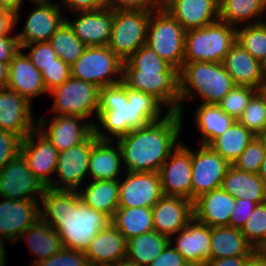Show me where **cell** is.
<instances>
[{"label":"cell","mask_w":266,"mask_h":266,"mask_svg":"<svg viewBox=\"0 0 266 266\" xmlns=\"http://www.w3.org/2000/svg\"><path fill=\"white\" fill-rule=\"evenodd\" d=\"M62 6H65L68 11L73 13L81 11L98 10L106 7L105 0H61Z\"/></svg>","instance_id":"cell-52"},{"label":"cell","mask_w":266,"mask_h":266,"mask_svg":"<svg viewBox=\"0 0 266 266\" xmlns=\"http://www.w3.org/2000/svg\"><path fill=\"white\" fill-rule=\"evenodd\" d=\"M0 202V248H6L4 239L17 244L20 235L40 219L39 200H11Z\"/></svg>","instance_id":"cell-16"},{"label":"cell","mask_w":266,"mask_h":266,"mask_svg":"<svg viewBox=\"0 0 266 266\" xmlns=\"http://www.w3.org/2000/svg\"><path fill=\"white\" fill-rule=\"evenodd\" d=\"M7 88L24 96L32 103L34 97L47 93L41 72L32 64L22 49L8 64Z\"/></svg>","instance_id":"cell-27"},{"label":"cell","mask_w":266,"mask_h":266,"mask_svg":"<svg viewBox=\"0 0 266 266\" xmlns=\"http://www.w3.org/2000/svg\"><path fill=\"white\" fill-rule=\"evenodd\" d=\"M261 91H262V93L266 96V81H265L264 84L262 85Z\"/></svg>","instance_id":"cell-66"},{"label":"cell","mask_w":266,"mask_h":266,"mask_svg":"<svg viewBox=\"0 0 266 266\" xmlns=\"http://www.w3.org/2000/svg\"><path fill=\"white\" fill-rule=\"evenodd\" d=\"M49 94L54 96L55 101L48 113L78 116L87 121L95 113L96 119L98 117L99 88L90 82L70 76Z\"/></svg>","instance_id":"cell-10"},{"label":"cell","mask_w":266,"mask_h":266,"mask_svg":"<svg viewBox=\"0 0 266 266\" xmlns=\"http://www.w3.org/2000/svg\"><path fill=\"white\" fill-rule=\"evenodd\" d=\"M78 194L85 204L112 219L118 208L119 180L91 181Z\"/></svg>","instance_id":"cell-33"},{"label":"cell","mask_w":266,"mask_h":266,"mask_svg":"<svg viewBox=\"0 0 266 266\" xmlns=\"http://www.w3.org/2000/svg\"><path fill=\"white\" fill-rule=\"evenodd\" d=\"M40 205V218L57 231L63 248L85 252L111 224L108 215L85 204L76 190L46 187Z\"/></svg>","instance_id":"cell-1"},{"label":"cell","mask_w":266,"mask_h":266,"mask_svg":"<svg viewBox=\"0 0 266 266\" xmlns=\"http://www.w3.org/2000/svg\"><path fill=\"white\" fill-rule=\"evenodd\" d=\"M257 91L256 88L250 86L235 85L217 105L224 113L237 120Z\"/></svg>","instance_id":"cell-43"},{"label":"cell","mask_w":266,"mask_h":266,"mask_svg":"<svg viewBox=\"0 0 266 266\" xmlns=\"http://www.w3.org/2000/svg\"><path fill=\"white\" fill-rule=\"evenodd\" d=\"M77 19L66 18L75 35L87 46H108L114 11L102 8L91 11L76 12ZM79 16V17H78Z\"/></svg>","instance_id":"cell-22"},{"label":"cell","mask_w":266,"mask_h":266,"mask_svg":"<svg viewBox=\"0 0 266 266\" xmlns=\"http://www.w3.org/2000/svg\"><path fill=\"white\" fill-rule=\"evenodd\" d=\"M183 115L169 112L163 119L131 130L116 142L127 172H156L179 145Z\"/></svg>","instance_id":"cell-3"},{"label":"cell","mask_w":266,"mask_h":266,"mask_svg":"<svg viewBox=\"0 0 266 266\" xmlns=\"http://www.w3.org/2000/svg\"><path fill=\"white\" fill-rule=\"evenodd\" d=\"M152 213L154 230L171 238L194 218L193 201L163 195L152 207Z\"/></svg>","instance_id":"cell-21"},{"label":"cell","mask_w":266,"mask_h":266,"mask_svg":"<svg viewBox=\"0 0 266 266\" xmlns=\"http://www.w3.org/2000/svg\"><path fill=\"white\" fill-rule=\"evenodd\" d=\"M151 10H116L108 47L122 60H128L146 44Z\"/></svg>","instance_id":"cell-9"},{"label":"cell","mask_w":266,"mask_h":266,"mask_svg":"<svg viewBox=\"0 0 266 266\" xmlns=\"http://www.w3.org/2000/svg\"><path fill=\"white\" fill-rule=\"evenodd\" d=\"M31 2L35 4H44V3H48V2H51L52 0H29ZM22 3H23V0H22Z\"/></svg>","instance_id":"cell-64"},{"label":"cell","mask_w":266,"mask_h":266,"mask_svg":"<svg viewBox=\"0 0 266 266\" xmlns=\"http://www.w3.org/2000/svg\"><path fill=\"white\" fill-rule=\"evenodd\" d=\"M21 49L30 50L26 55L39 71L54 63V60L58 58L49 42H35L29 45H24Z\"/></svg>","instance_id":"cell-46"},{"label":"cell","mask_w":266,"mask_h":266,"mask_svg":"<svg viewBox=\"0 0 266 266\" xmlns=\"http://www.w3.org/2000/svg\"><path fill=\"white\" fill-rule=\"evenodd\" d=\"M20 49L16 34L0 36V63L9 64Z\"/></svg>","instance_id":"cell-51"},{"label":"cell","mask_w":266,"mask_h":266,"mask_svg":"<svg viewBox=\"0 0 266 266\" xmlns=\"http://www.w3.org/2000/svg\"><path fill=\"white\" fill-rule=\"evenodd\" d=\"M259 251L262 253V254H264V255H266V242L263 244V246L259 249Z\"/></svg>","instance_id":"cell-65"},{"label":"cell","mask_w":266,"mask_h":266,"mask_svg":"<svg viewBox=\"0 0 266 266\" xmlns=\"http://www.w3.org/2000/svg\"><path fill=\"white\" fill-rule=\"evenodd\" d=\"M113 142L115 145L112 144ZM122 162V151L115 140H98L90 153L88 176L90 175L93 179L91 181L119 180Z\"/></svg>","instance_id":"cell-29"},{"label":"cell","mask_w":266,"mask_h":266,"mask_svg":"<svg viewBox=\"0 0 266 266\" xmlns=\"http://www.w3.org/2000/svg\"><path fill=\"white\" fill-rule=\"evenodd\" d=\"M236 29L237 27L218 19L208 26L186 31L183 63H222L236 42Z\"/></svg>","instance_id":"cell-6"},{"label":"cell","mask_w":266,"mask_h":266,"mask_svg":"<svg viewBox=\"0 0 266 266\" xmlns=\"http://www.w3.org/2000/svg\"><path fill=\"white\" fill-rule=\"evenodd\" d=\"M189 264L169 243L161 254L148 266H188Z\"/></svg>","instance_id":"cell-50"},{"label":"cell","mask_w":266,"mask_h":266,"mask_svg":"<svg viewBox=\"0 0 266 266\" xmlns=\"http://www.w3.org/2000/svg\"><path fill=\"white\" fill-rule=\"evenodd\" d=\"M158 173L164 196H180L191 200V149L186 144L179 143Z\"/></svg>","instance_id":"cell-17"},{"label":"cell","mask_w":266,"mask_h":266,"mask_svg":"<svg viewBox=\"0 0 266 266\" xmlns=\"http://www.w3.org/2000/svg\"><path fill=\"white\" fill-rule=\"evenodd\" d=\"M7 248H0V266H5L6 264V255H7Z\"/></svg>","instance_id":"cell-61"},{"label":"cell","mask_w":266,"mask_h":266,"mask_svg":"<svg viewBox=\"0 0 266 266\" xmlns=\"http://www.w3.org/2000/svg\"><path fill=\"white\" fill-rule=\"evenodd\" d=\"M254 251L240 229L211 227L210 259L250 256Z\"/></svg>","instance_id":"cell-31"},{"label":"cell","mask_w":266,"mask_h":266,"mask_svg":"<svg viewBox=\"0 0 266 266\" xmlns=\"http://www.w3.org/2000/svg\"><path fill=\"white\" fill-rule=\"evenodd\" d=\"M16 26L15 14L3 7H0V36L10 35Z\"/></svg>","instance_id":"cell-54"},{"label":"cell","mask_w":266,"mask_h":266,"mask_svg":"<svg viewBox=\"0 0 266 266\" xmlns=\"http://www.w3.org/2000/svg\"><path fill=\"white\" fill-rule=\"evenodd\" d=\"M178 77L180 95L178 112L181 115H184L183 103L187 100L193 101L196 94L201 97L202 104H217L235 86L222 63L206 61L183 63L178 71Z\"/></svg>","instance_id":"cell-5"},{"label":"cell","mask_w":266,"mask_h":266,"mask_svg":"<svg viewBox=\"0 0 266 266\" xmlns=\"http://www.w3.org/2000/svg\"><path fill=\"white\" fill-rule=\"evenodd\" d=\"M109 266H139L134 261L129 260L127 257L120 259L118 262Z\"/></svg>","instance_id":"cell-59"},{"label":"cell","mask_w":266,"mask_h":266,"mask_svg":"<svg viewBox=\"0 0 266 266\" xmlns=\"http://www.w3.org/2000/svg\"><path fill=\"white\" fill-rule=\"evenodd\" d=\"M61 4L48 2L35 4L28 13L24 29L16 34L20 48L35 42H49L51 36L66 20Z\"/></svg>","instance_id":"cell-19"},{"label":"cell","mask_w":266,"mask_h":266,"mask_svg":"<svg viewBox=\"0 0 266 266\" xmlns=\"http://www.w3.org/2000/svg\"><path fill=\"white\" fill-rule=\"evenodd\" d=\"M249 256H236L218 259H209L201 266H243Z\"/></svg>","instance_id":"cell-55"},{"label":"cell","mask_w":266,"mask_h":266,"mask_svg":"<svg viewBox=\"0 0 266 266\" xmlns=\"http://www.w3.org/2000/svg\"><path fill=\"white\" fill-rule=\"evenodd\" d=\"M98 140L99 138L93 132L85 141L59 152L54 176L57 175V179L60 180H53L48 187L78 191L88 175L90 153ZM59 182L63 184L60 185Z\"/></svg>","instance_id":"cell-11"},{"label":"cell","mask_w":266,"mask_h":266,"mask_svg":"<svg viewBox=\"0 0 266 266\" xmlns=\"http://www.w3.org/2000/svg\"><path fill=\"white\" fill-rule=\"evenodd\" d=\"M70 70L72 77L102 88L122 82L123 61L108 46H87Z\"/></svg>","instance_id":"cell-8"},{"label":"cell","mask_w":266,"mask_h":266,"mask_svg":"<svg viewBox=\"0 0 266 266\" xmlns=\"http://www.w3.org/2000/svg\"><path fill=\"white\" fill-rule=\"evenodd\" d=\"M192 186L191 200L220 188L226 171L231 166L209 145L200 144L199 149H191Z\"/></svg>","instance_id":"cell-12"},{"label":"cell","mask_w":266,"mask_h":266,"mask_svg":"<svg viewBox=\"0 0 266 266\" xmlns=\"http://www.w3.org/2000/svg\"><path fill=\"white\" fill-rule=\"evenodd\" d=\"M188 31L219 19V0H172L164 7Z\"/></svg>","instance_id":"cell-26"},{"label":"cell","mask_w":266,"mask_h":266,"mask_svg":"<svg viewBox=\"0 0 266 266\" xmlns=\"http://www.w3.org/2000/svg\"><path fill=\"white\" fill-rule=\"evenodd\" d=\"M22 139L0 129V171L12 159L20 155Z\"/></svg>","instance_id":"cell-48"},{"label":"cell","mask_w":266,"mask_h":266,"mask_svg":"<svg viewBox=\"0 0 266 266\" xmlns=\"http://www.w3.org/2000/svg\"><path fill=\"white\" fill-rule=\"evenodd\" d=\"M0 7H3L15 14V24L19 21L20 8L22 7V0H0Z\"/></svg>","instance_id":"cell-56"},{"label":"cell","mask_w":266,"mask_h":266,"mask_svg":"<svg viewBox=\"0 0 266 266\" xmlns=\"http://www.w3.org/2000/svg\"><path fill=\"white\" fill-rule=\"evenodd\" d=\"M237 121L256 136H266V96L258 90Z\"/></svg>","instance_id":"cell-41"},{"label":"cell","mask_w":266,"mask_h":266,"mask_svg":"<svg viewBox=\"0 0 266 266\" xmlns=\"http://www.w3.org/2000/svg\"><path fill=\"white\" fill-rule=\"evenodd\" d=\"M35 266H89L85 252L62 248Z\"/></svg>","instance_id":"cell-47"},{"label":"cell","mask_w":266,"mask_h":266,"mask_svg":"<svg viewBox=\"0 0 266 266\" xmlns=\"http://www.w3.org/2000/svg\"><path fill=\"white\" fill-rule=\"evenodd\" d=\"M254 137L256 135L236 120L227 131L216 137L209 146L230 165H233Z\"/></svg>","instance_id":"cell-37"},{"label":"cell","mask_w":266,"mask_h":266,"mask_svg":"<svg viewBox=\"0 0 266 266\" xmlns=\"http://www.w3.org/2000/svg\"><path fill=\"white\" fill-rule=\"evenodd\" d=\"M83 120L86 121L78 116L54 114L48 123L47 118L41 116L37 119V129L62 152L85 141L94 132L95 123Z\"/></svg>","instance_id":"cell-14"},{"label":"cell","mask_w":266,"mask_h":266,"mask_svg":"<svg viewBox=\"0 0 266 266\" xmlns=\"http://www.w3.org/2000/svg\"><path fill=\"white\" fill-rule=\"evenodd\" d=\"M241 232L255 250H259L263 246L266 242V202L257 204Z\"/></svg>","instance_id":"cell-42"},{"label":"cell","mask_w":266,"mask_h":266,"mask_svg":"<svg viewBox=\"0 0 266 266\" xmlns=\"http://www.w3.org/2000/svg\"><path fill=\"white\" fill-rule=\"evenodd\" d=\"M265 12L266 0H219V19L235 27L263 22Z\"/></svg>","instance_id":"cell-34"},{"label":"cell","mask_w":266,"mask_h":266,"mask_svg":"<svg viewBox=\"0 0 266 266\" xmlns=\"http://www.w3.org/2000/svg\"><path fill=\"white\" fill-rule=\"evenodd\" d=\"M89 266H109L127 256V239L111 223L100 231L85 251Z\"/></svg>","instance_id":"cell-28"},{"label":"cell","mask_w":266,"mask_h":266,"mask_svg":"<svg viewBox=\"0 0 266 266\" xmlns=\"http://www.w3.org/2000/svg\"><path fill=\"white\" fill-rule=\"evenodd\" d=\"M45 188L28 168L27 162L21 154L12 159L0 171V198L38 200L39 197L41 199Z\"/></svg>","instance_id":"cell-13"},{"label":"cell","mask_w":266,"mask_h":266,"mask_svg":"<svg viewBox=\"0 0 266 266\" xmlns=\"http://www.w3.org/2000/svg\"><path fill=\"white\" fill-rule=\"evenodd\" d=\"M40 72L48 93L71 76L70 65L65 63L60 57L56 58L54 63L44 67Z\"/></svg>","instance_id":"cell-45"},{"label":"cell","mask_w":266,"mask_h":266,"mask_svg":"<svg viewBox=\"0 0 266 266\" xmlns=\"http://www.w3.org/2000/svg\"><path fill=\"white\" fill-rule=\"evenodd\" d=\"M162 105L154 96L129 89L123 82L99 88L97 120L110 136L97 123L94 134L99 140L116 141L133 129L163 119L169 111L163 116Z\"/></svg>","instance_id":"cell-2"},{"label":"cell","mask_w":266,"mask_h":266,"mask_svg":"<svg viewBox=\"0 0 266 266\" xmlns=\"http://www.w3.org/2000/svg\"><path fill=\"white\" fill-rule=\"evenodd\" d=\"M264 153V136H256L233 163V166L241 171L258 174Z\"/></svg>","instance_id":"cell-44"},{"label":"cell","mask_w":266,"mask_h":266,"mask_svg":"<svg viewBox=\"0 0 266 266\" xmlns=\"http://www.w3.org/2000/svg\"><path fill=\"white\" fill-rule=\"evenodd\" d=\"M31 108L32 103L14 90H0V129L23 140L37 128Z\"/></svg>","instance_id":"cell-20"},{"label":"cell","mask_w":266,"mask_h":266,"mask_svg":"<svg viewBox=\"0 0 266 266\" xmlns=\"http://www.w3.org/2000/svg\"><path fill=\"white\" fill-rule=\"evenodd\" d=\"M195 114V124L202 134L201 144L209 145L222 135L236 121L224 113L217 104H199Z\"/></svg>","instance_id":"cell-35"},{"label":"cell","mask_w":266,"mask_h":266,"mask_svg":"<svg viewBox=\"0 0 266 266\" xmlns=\"http://www.w3.org/2000/svg\"><path fill=\"white\" fill-rule=\"evenodd\" d=\"M152 208H117L111 223L129 240L154 230Z\"/></svg>","instance_id":"cell-38"},{"label":"cell","mask_w":266,"mask_h":266,"mask_svg":"<svg viewBox=\"0 0 266 266\" xmlns=\"http://www.w3.org/2000/svg\"><path fill=\"white\" fill-rule=\"evenodd\" d=\"M106 8L116 10H152L149 0H105Z\"/></svg>","instance_id":"cell-53"},{"label":"cell","mask_w":266,"mask_h":266,"mask_svg":"<svg viewBox=\"0 0 266 266\" xmlns=\"http://www.w3.org/2000/svg\"><path fill=\"white\" fill-rule=\"evenodd\" d=\"M220 187L235 199H248L257 204L266 202L262 178L258 174L236 169L233 165L226 171Z\"/></svg>","instance_id":"cell-32"},{"label":"cell","mask_w":266,"mask_h":266,"mask_svg":"<svg viewBox=\"0 0 266 266\" xmlns=\"http://www.w3.org/2000/svg\"><path fill=\"white\" fill-rule=\"evenodd\" d=\"M122 82L129 89L154 96L166 111H179L178 70L146 44L123 61Z\"/></svg>","instance_id":"cell-4"},{"label":"cell","mask_w":266,"mask_h":266,"mask_svg":"<svg viewBox=\"0 0 266 266\" xmlns=\"http://www.w3.org/2000/svg\"><path fill=\"white\" fill-rule=\"evenodd\" d=\"M235 85L261 90L266 81V66L235 42L222 61Z\"/></svg>","instance_id":"cell-23"},{"label":"cell","mask_w":266,"mask_h":266,"mask_svg":"<svg viewBox=\"0 0 266 266\" xmlns=\"http://www.w3.org/2000/svg\"><path fill=\"white\" fill-rule=\"evenodd\" d=\"M8 84V64L0 63V90Z\"/></svg>","instance_id":"cell-58"},{"label":"cell","mask_w":266,"mask_h":266,"mask_svg":"<svg viewBox=\"0 0 266 266\" xmlns=\"http://www.w3.org/2000/svg\"><path fill=\"white\" fill-rule=\"evenodd\" d=\"M185 32L182 25L164 8H153L147 29L146 45L178 71L185 55Z\"/></svg>","instance_id":"cell-7"},{"label":"cell","mask_w":266,"mask_h":266,"mask_svg":"<svg viewBox=\"0 0 266 266\" xmlns=\"http://www.w3.org/2000/svg\"><path fill=\"white\" fill-rule=\"evenodd\" d=\"M235 198L221 187L193 201L194 218L210 227L229 226Z\"/></svg>","instance_id":"cell-25"},{"label":"cell","mask_w":266,"mask_h":266,"mask_svg":"<svg viewBox=\"0 0 266 266\" xmlns=\"http://www.w3.org/2000/svg\"><path fill=\"white\" fill-rule=\"evenodd\" d=\"M256 206V202L248 199L236 198L234 210L229 220V227L241 230Z\"/></svg>","instance_id":"cell-49"},{"label":"cell","mask_w":266,"mask_h":266,"mask_svg":"<svg viewBox=\"0 0 266 266\" xmlns=\"http://www.w3.org/2000/svg\"><path fill=\"white\" fill-rule=\"evenodd\" d=\"M264 150H265L264 159L263 162L261 163L260 170H266V136H264Z\"/></svg>","instance_id":"cell-62"},{"label":"cell","mask_w":266,"mask_h":266,"mask_svg":"<svg viewBox=\"0 0 266 266\" xmlns=\"http://www.w3.org/2000/svg\"><path fill=\"white\" fill-rule=\"evenodd\" d=\"M126 178L119 179L118 208L149 207L163 196L159 173L126 172Z\"/></svg>","instance_id":"cell-15"},{"label":"cell","mask_w":266,"mask_h":266,"mask_svg":"<svg viewBox=\"0 0 266 266\" xmlns=\"http://www.w3.org/2000/svg\"><path fill=\"white\" fill-rule=\"evenodd\" d=\"M236 29V42L266 66V24H246Z\"/></svg>","instance_id":"cell-40"},{"label":"cell","mask_w":266,"mask_h":266,"mask_svg":"<svg viewBox=\"0 0 266 266\" xmlns=\"http://www.w3.org/2000/svg\"><path fill=\"white\" fill-rule=\"evenodd\" d=\"M171 1L172 0H149V2L153 8H164Z\"/></svg>","instance_id":"cell-60"},{"label":"cell","mask_w":266,"mask_h":266,"mask_svg":"<svg viewBox=\"0 0 266 266\" xmlns=\"http://www.w3.org/2000/svg\"><path fill=\"white\" fill-rule=\"evenodd\" d=\"M26 238V239H25ZM27 241L30 248L29 253H33L36 258L32 259L31 266H35L40 261L48 259L58 253L63 244L57 231L45 223L41 218L29 226L18 238Z\"/></svg>","instance_id":"cell-30"},{"label":"cell","mask_w":266,"mask_h":266,"mask_svg":"<svg viewBox=\"0 0 266 266\" xmlns=\"http://www.w3.org/2000/svg\"><path fill=\"white\" fill-rule=\"evenodd\" d=\"M258 175L262 178L263 180V185H264V191L266 195V170H259Z\"/></svg>","instance_id":"cell-63"},{"label":"cell","mask_w":266,"mask_h":266,"mask_svg":"<svg viewBox=\"0 0 266 266\" xmlns=\"http://www.w3.org/2000/svg\"><path fill=\"white\" fill-rule=\"evenodd\" d=\"M49 43L57 56L68 65H72L86 48L66 20L51 36Z\"/></svg>","instance_id":"cell-39"},{"label":"cell","mask_w":266,"mask_h":266,"mask_svg":"<svg viewBox=\"0 0 266 266\" xmlns=\"http://www.w3.org/2000/svg\"><path fill=\"white\" fill-rule=\"evenodd\" d=\"M20 154L27 162L33 175L48 187L54 180L59 152L37 128L28 134L21 143Z\"/></svg>","instance_id":"cell-18"},{"label":"cell","mask_w":266,"mask_h":266,"mask_svg":"<svg viewBox=\"0 0 266 266\" xmlns=\"http://www.w3.org/2000/svg\"><path fill=\"white\" fill-rule=\"evenodd\" d=\"M170 243V238L155 230L127 240V258L139 266L150 265Z\"/></svg>","instance_id":"cell-36"},{"label":"cell","mask_w":266,"mask_h":266,"mask_svg":"<svg viewBox=\"0 0 266 266\" xmlns=\"http://www.w3.org/2000/svg\"><path fill=\"white\" fill-rule=\"evenodd\" d=\"M175 239V246L189 265L201 266L210 259L211 227L193 218L183 229H181Z\"/></svg>","instance_id":"cell-24"},{"label":"cell","mask_w":266,"mask_h":266,"mask_svg":"<svg viewBox=\"0 0 266 266\" xmlns=\"http://www.w3.org/2000/svg\"><path fill=\"white\" fill-rule=\"evenodd\" d=\"M243 266H266V255L255 250L245 261Z\"/></svg>","instance_id":"cell-57"}]
</instances>
